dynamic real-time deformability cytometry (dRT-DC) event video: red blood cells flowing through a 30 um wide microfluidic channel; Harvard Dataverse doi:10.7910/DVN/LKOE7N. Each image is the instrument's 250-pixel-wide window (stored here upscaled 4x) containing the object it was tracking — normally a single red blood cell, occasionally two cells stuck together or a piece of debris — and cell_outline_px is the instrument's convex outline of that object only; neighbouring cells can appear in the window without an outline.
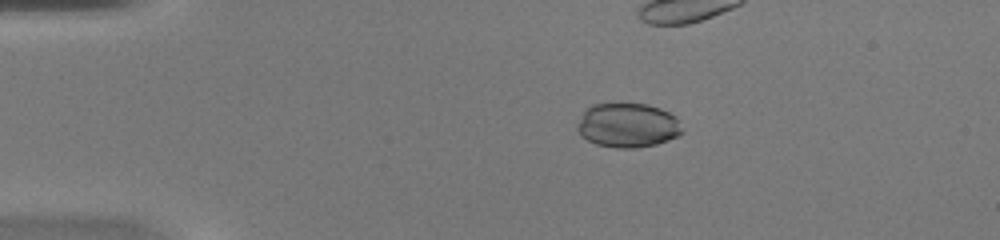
{"species": "common noctule bat (a hibernating species)", "species_latin": "Nyctalus noctula", "temperature_condition": "warm", "stored_images_in_passage": 12, "camera_frame_rate_fps": 3000, "um_per_image_px": 0.085, "animal": {"sex": "female", "body_mass_g": 20.0, "forearm_length_mm": 54.0}, "frame": {"image": 1, "passage_image": 6, "time_ms": 1.667, "image_size_px": [1000, 240], "cell_outline_px": [[684, 132], [668, 140], [656, 144], [636, 148], [616, 148], [596, 144], [588, 140], [576, 128], [584, 112], [592, 104], [648, 104], [660, 108], [676, 116]], "centroid_in_image_um": [53.39, 10.65], "position_along_channel_um": 31.6, "area_um2": 26.88}}